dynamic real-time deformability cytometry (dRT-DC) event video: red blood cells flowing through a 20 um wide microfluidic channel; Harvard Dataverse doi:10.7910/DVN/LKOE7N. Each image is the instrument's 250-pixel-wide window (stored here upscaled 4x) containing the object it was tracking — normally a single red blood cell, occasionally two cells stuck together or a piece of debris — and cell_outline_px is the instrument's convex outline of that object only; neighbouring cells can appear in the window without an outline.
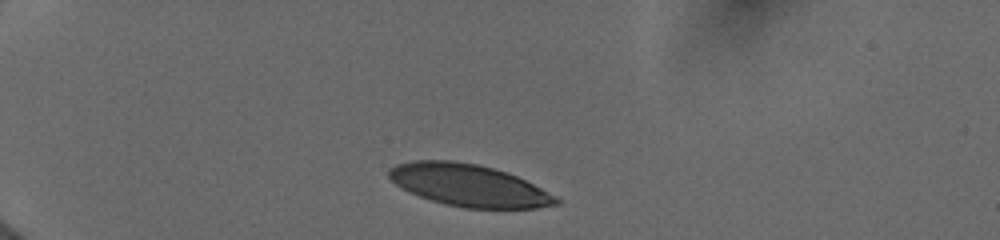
{"species": "human", "species_latin": "Homo sapiens", "temperature_condition": "cold", "stored_images_in_passage": 22, "camera_frame_rate_fps": 3000, "um_per_image_px": 0.085, "donor": {"sex": "female"}, "frame": {"image": 1, "passage_image": 1, "time_ms": 0.0, "image_size_px": [1000, 240], "cell_outline_px": [[560, 204], [536, 208], [464, 208], [444, 204], [408, 192], [396, 184], [388, 176], [388, 168], [396, 164], [416, 160], [452, 160], [476, 164], [492, 168], [516, 176], [556, 196], [560, 200]], "centroid_in_image_um": [39.82, 15.75], "position_along_channel_um": 45.2, "area_um2": 40.69}}
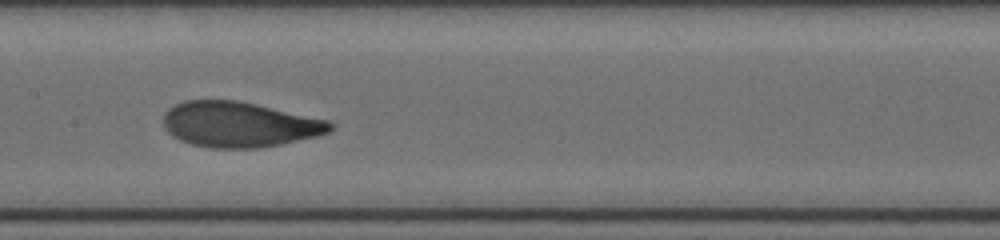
{"frame": {"image": 2, "passage_image": 13, "time_ms": 5.0, "image_size_px": [1000, 240], "cell_outline_px": [[336, 124], [328, 132], [316, 136], [280, 144], [260, 148], [212, 148], [192, 144], [180, 140], [172, 136], [164, 128], [164, 112], [168, 108], [184, 100], [236, 100], [256, 104], [328, 120]], "centroid_in_image_um": [20.31, 10.57], "position_along_channel_um": 187.1, "area_um2": 44.04}}
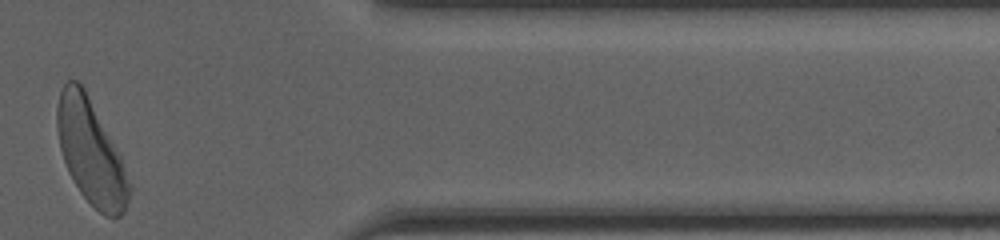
{"frame": {"image": 3, "passage_image": 22, "time_ms": 11.0, "image_size_px": [1000, 240], "cell_outline_px": [[132, 188], [124, 212], [120, 216], [112, 220], [104, 216], [80, 192], [68, 172], [60, 148], [56, 128], [56, 108], [60, 92], [64, 84], [68, 80], [76, 80], [84, 88], [120, 156]], "centroid_in_image_um": [7.71, 12.96], "position_along_channel_um": 403.7, "area_um2": 43.41}, "authors_computed_cell_mechanics": {"area_um2": 43.8124, "velocity_mm_per_s": 3.9321, "shape_relaxation_time_tau1_ms": 2.6576, "shape_relaxation_time_tau2_ms": 0.651, "deformation_change_tau1": 0.1343, "deformation_change_tau2": 0.0509}}